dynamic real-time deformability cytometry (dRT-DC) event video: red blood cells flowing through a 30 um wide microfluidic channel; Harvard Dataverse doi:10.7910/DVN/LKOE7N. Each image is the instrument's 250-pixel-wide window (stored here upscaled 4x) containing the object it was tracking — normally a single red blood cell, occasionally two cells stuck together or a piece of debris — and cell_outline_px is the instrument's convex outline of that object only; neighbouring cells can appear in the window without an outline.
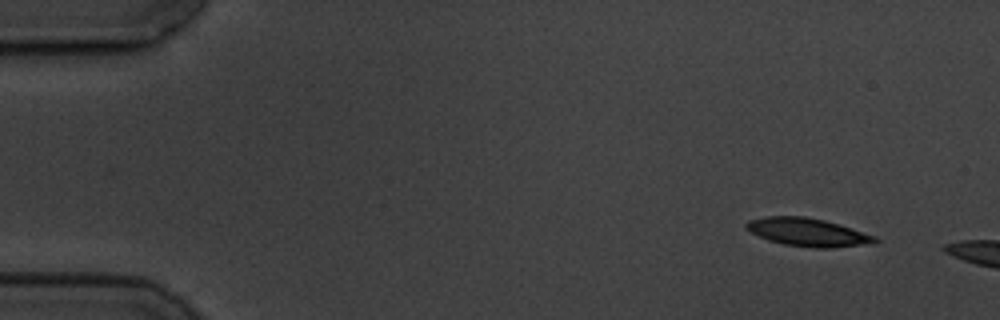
{"species": "common noctule bat (a hibernating species)", "species_latin": "Nyctalus noctula", "temperature_condition": "cold", "stored_images_in_passage": 5, "camera_frame_rate_fps": 3000, "um_per_image_px": 0.085, "animal": {"sex": "male", "body_mass_g": 19.5, "forearm_length_mm": 54.6}, "frame": {"image": 1, "passage_image": 1, "time_ms": 0.0, "image_size_px": [1000, 320], "cell_outline_px": [[880, 240], [872, 244], [832, 248], [816, 248], [784, 244], [768, 240], [744, 228], [744, 224], [748, 220], [768, 216], [804, 216], [824, 220], [840, 224], [876, 236]], "centroid_in_image_um": [68.69, 19.74], "position_along_channel_um": 16.3, "area_um2": 21.21}}